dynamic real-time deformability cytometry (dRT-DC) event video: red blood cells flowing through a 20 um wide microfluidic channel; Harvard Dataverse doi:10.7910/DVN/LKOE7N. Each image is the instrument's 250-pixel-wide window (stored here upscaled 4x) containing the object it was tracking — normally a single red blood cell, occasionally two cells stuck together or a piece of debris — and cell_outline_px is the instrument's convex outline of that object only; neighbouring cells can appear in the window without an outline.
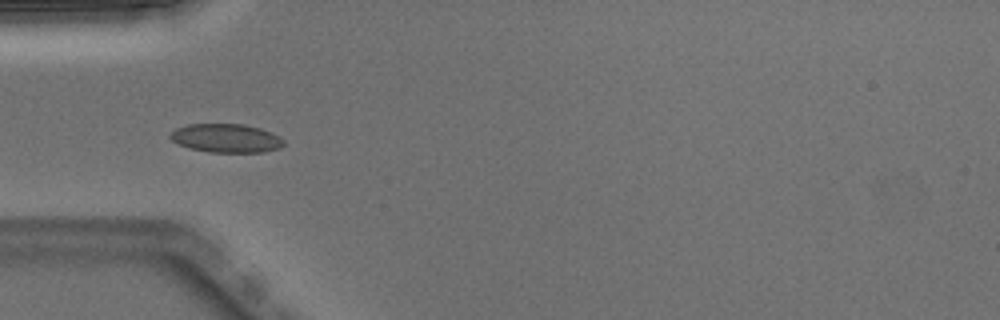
{"species": "Egyptian fruit bat (a non-hibernating species)", "species_latin": "Rousettus aegyptiacus", "temperature_condition": "warm", "stored_images_in_passage": 7, "camera_frame_rate_fps": 3000, "um_per_image_px": 0.085, "animal": {"sex": "male"}, "frame": {"image": 1, "passage_image": 5, "time_ms": 1.333, "image_size_px": [1000, 320], "cell_outline_px": [[284, 144], [280, 148], [264, 152], [208, 152], [188, 148], [172, 140], [168, 136], [176, 128], [188, 124], [244, 124], [260, 128], [280, 136], [284, 140]], "centroid_in_image_um": [19.24, 11.74], "position_along_channel_um": 65.8, "area_um2": 19.02}}